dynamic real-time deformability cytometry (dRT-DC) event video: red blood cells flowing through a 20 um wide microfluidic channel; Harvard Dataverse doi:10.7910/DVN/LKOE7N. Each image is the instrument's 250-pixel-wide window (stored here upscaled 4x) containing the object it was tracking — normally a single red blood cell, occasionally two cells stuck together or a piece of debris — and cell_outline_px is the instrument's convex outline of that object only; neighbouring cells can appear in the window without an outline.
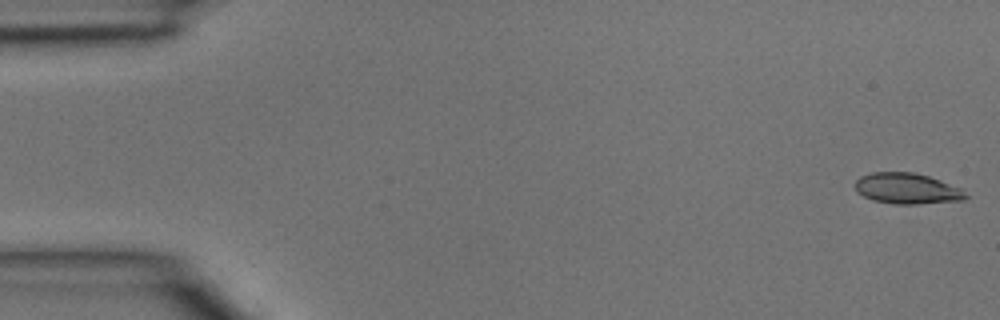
{"species": "common noctule bat (a hibernating species)", "species_latin": "Nyctalus noctula", "temperature_condition": "room temperature", "stored_images_in_passage": 4, "camera_frame_rate_fps": 3000, "um_per_image_px": 0.085, "animal": {"sex": "male", "body_mass_g": 15.6}, "frame": {"image": 1, "passage_image": 1, "time_ms": 0.0, "image_size_px": [1000, 320], "cell_outline_px": [[968, 196], [964, 200], [916, 204], [896, 204], [872, 200], [856, 192], [856, 180], [860, 176], [872, 172], [912, 172], [928, 176], [940, 180], [960, 188]], "centroid_in_image_um": [77.08, 16.02], "position_along_channel_um": 7.9, "area_um2": 19.77}}
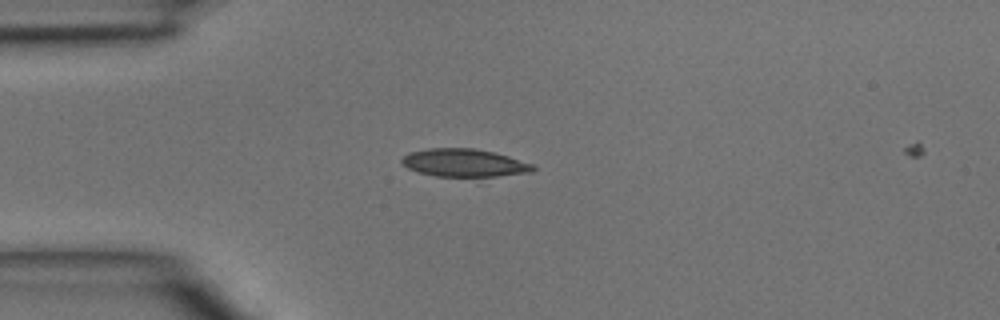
{"frame": {"image": 2, "passage_image": 4, "time_ms": 1.0, "image_size_px": [1000, 320], "cell_outline_px": [[536, 168], [532, 172], [496, 176], [436, 176], [420, 172], [408, 168], [400, 160], [408, 152], [428, 148], [472, 148], [492, 152], [508, 156], [532, 164]], "centroid_in_image_um": [39.44, 13.83], "position_along_channel_um": 45.6, "area_um2": 21.04}}